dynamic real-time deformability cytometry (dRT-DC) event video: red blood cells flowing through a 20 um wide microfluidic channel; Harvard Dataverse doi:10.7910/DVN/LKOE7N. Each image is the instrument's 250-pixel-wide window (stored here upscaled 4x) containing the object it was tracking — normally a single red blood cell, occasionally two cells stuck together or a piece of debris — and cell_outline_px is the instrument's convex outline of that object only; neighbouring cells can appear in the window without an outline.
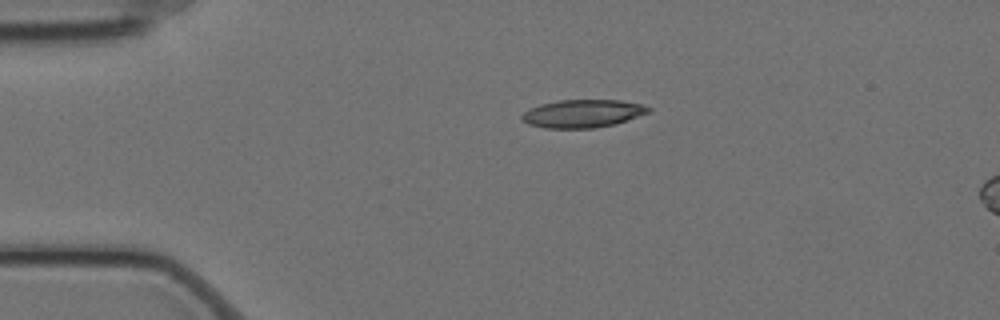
{"species": "Egyptian fruit bat (a non-hibernating species)", "species_latin": "Rousettus aegyptiacus", "temperature_condition": "cold", "stored_images_in_passage": 6, "camera_frame_rate_fps": 3000, "um_per_image_px": 0.085, "animal": {"sex": "female"}, "frame": {"image": 1, "passage_image": 6, "time_ms": 1.667, "image_size_px": [1000, 320], "cell_outline_px": [[652, 112], [616, 124], [592, 128], [544, 128], [528, 124], [520, 120], [520, 116], [524, 112], [540, 104], [560, 100], [620, 100], [644, 104], [652, 108]], "centroid_in_image_um": [49.57, 9.65], "position_along_channel_um": 35.4, "area_um2": 20.87}}